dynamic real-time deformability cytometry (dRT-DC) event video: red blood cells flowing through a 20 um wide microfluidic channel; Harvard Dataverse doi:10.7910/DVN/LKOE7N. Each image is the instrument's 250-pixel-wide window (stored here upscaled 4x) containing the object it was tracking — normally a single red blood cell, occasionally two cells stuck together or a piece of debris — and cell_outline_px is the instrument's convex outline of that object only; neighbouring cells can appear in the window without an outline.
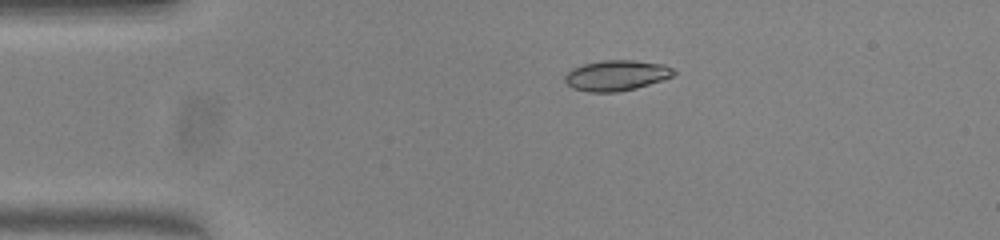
{"species": "common noctule bat (a hibernating species)", "species_latin": "Nyctalus noctula", "temperature_condition": "warm", "stored_images_in_passage": 43, "camera_frame_rate_fps": 3000, "um_per_image_px": 0.085, "animal": {"sex": "female", "body_mass_g": 23.0, "forearm_length_mm": 53.4}, "frame": {"image": 1, "passage_image": 1, "time_ms": 0.0, "image_size_px": [1000, 240], "cell_outline_px": [[676, 72], [672, 76], [636, 88], [616, 92], [588, 92], [572, 88], [564, 80], [564, 76], [572, 68], [584, 64], [604, 60], [632, 60], [664, 64], [672, 68]], "centroid_in_image_um": [52.37, 6.41], "position_along_channel_um": 32.6, "area_um2": 19.19}}
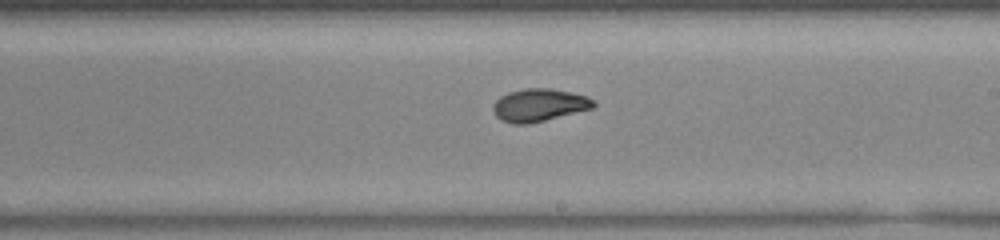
{"frame": {"image": 2, "passage_image": 21, "time_ms": 6.667, "image_size_px": [1000, 240], "cell_outline_px": [[596, 104], [592, 108], [528, 124], [512, 124], [500, 120], [496, 116], [492, 108], [492, 104], [500, 96], [508, 92], [524, 88], [552, 88], [588, 96], [596, 100]], "centroid_in_image_um": [45.8, 8.92], "position_along_channel_um": 243.2, "area_um2": 19.25}}
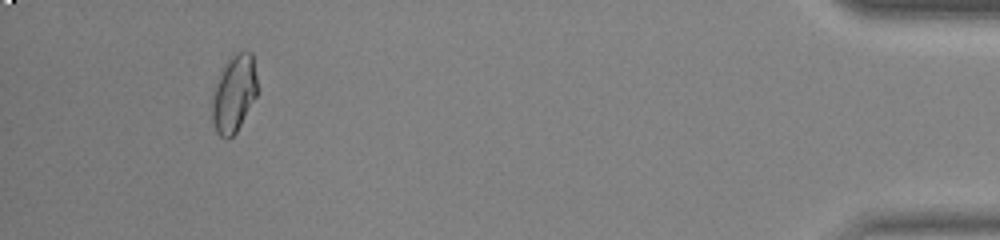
{"frame": {"image": 3, "passage_image": 40, "time_ms": 13.0, "image_size_px": [1000, 240], "cell_outline_px": [[256, 96], [236, 132], [228, 140], [224, 140], [216, 132], [212, 124], [208, 100], [220, 72], [224, 64], [232, 52], [252, 52], [256, 76]], "centroid_in_image_um": [19.8, 7.98], "position_along_channel_um": 415.4, "area_um2": 21.04}, "authors_computed_cell_mechanics": {"area_um2": 19.1896, "velocity_mm_per_s": 3.8423, "shape_relaxation_time_tau1_ms": 6.2135, "shape_relaxation_time_tau2_ms": 1.8354, "deformation_change_tau1": 0.1826, "deformation_change_tau2": 0.0539}}